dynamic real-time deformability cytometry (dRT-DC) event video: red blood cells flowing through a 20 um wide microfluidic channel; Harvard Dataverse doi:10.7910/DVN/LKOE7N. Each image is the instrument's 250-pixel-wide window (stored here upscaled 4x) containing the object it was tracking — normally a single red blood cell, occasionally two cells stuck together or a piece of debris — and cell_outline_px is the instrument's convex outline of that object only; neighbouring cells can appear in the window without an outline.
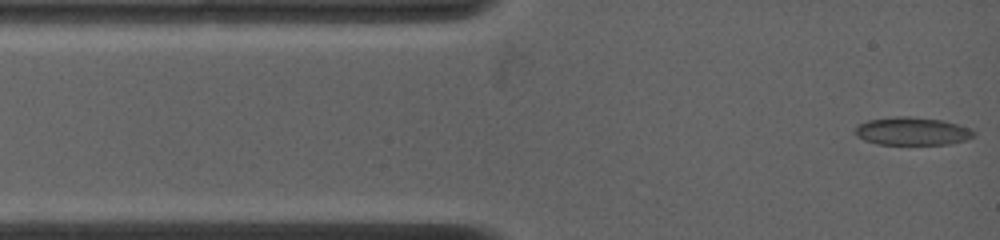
{"species": "common noctule bat (a hibernating species)", "species_latin": "Nyctalus noctula", "temperature_condition": "warm", "stored_images_in_passage": 32, "camera_frame_rate_fps": 4500, "um_per_image_px": 0.085, "animal": {"sex": "female", "body_mass_g": 19.0, "forearm_length_mm": 53.3}, "frame": {"image": 1, "passage_image": 1, "time_ms": 0.0, "image_size_px": [1000, 240], "cell_outline_px": [[976, 136], [952, 144], [876, 144], [864, 140], [856, 136], [856, 128], [860, 124], [868, 120], [896, 116], [908, 116], [940, 120], [972, 128]], "centroid_in_image_um": [77.55, 11.16], "position_along_channel_um": 7.4, "area_um2": 19.25}}
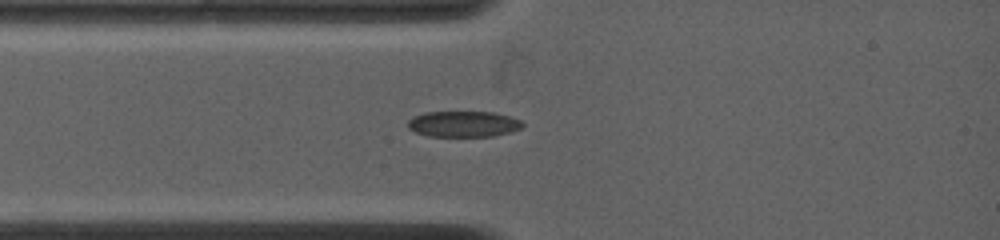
{"frame": {"image": 2, "passage_image": 18, "time_ms": 2.222, "image_size_px": [1000, 240], "cell_outline_px": [[524, 124], [520, 128], [508, 132], [492, 136], [428, 136], [416, 132], [408, 128], [408, 120], [412, 116], [424, 112], [492, 112], [508, 116], [520, 120]], "centroid_in_image_um": [39.34, 10.53], "position_along_channel_um": 45.7, "area_um2": 17.17}}
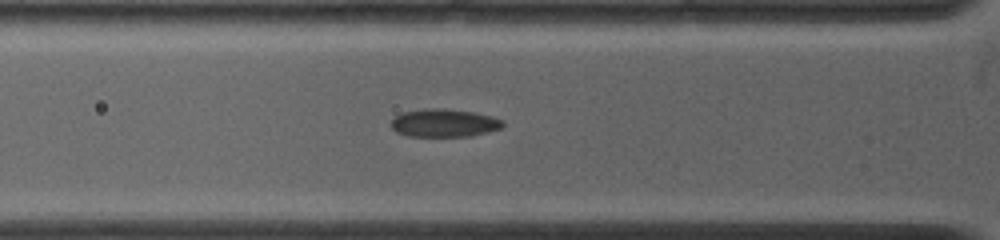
{"frame": {"image": 3, "passage_image": 27, "time_ms": 3.333, "image_size_px": [1000, 240], "cell_outline_px": [[504, 124], [500, 128], [488, 132], [472, 136], [408, 136], [396, 132], [388, 124], [400, 112], [424, 108], [440, 108], [472, 112], [492, 116], [504, 120]], "centroid_in_image_um": [37.72, 10.45], "position_along_channel_um": 88.1, "area_um2": 18.38}}